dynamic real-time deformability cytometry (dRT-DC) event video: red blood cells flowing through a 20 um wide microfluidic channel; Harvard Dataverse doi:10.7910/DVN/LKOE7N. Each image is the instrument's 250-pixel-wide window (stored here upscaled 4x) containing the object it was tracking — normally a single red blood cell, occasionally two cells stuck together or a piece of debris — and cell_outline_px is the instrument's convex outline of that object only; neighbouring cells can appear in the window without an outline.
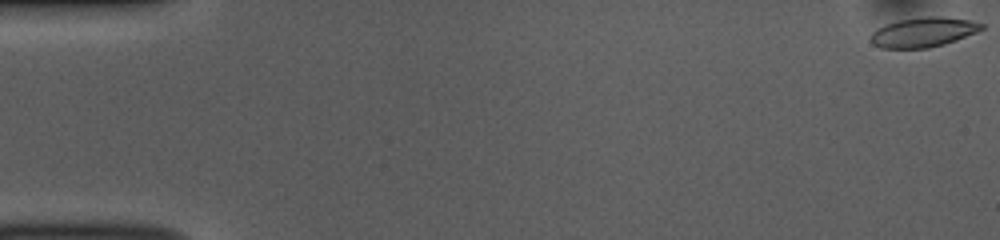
{"species": "common noctule bat (a hibernating species)", "species_latin": "Nyctalus noctula", "temperature_condition": "room temperature", "stored_images_in_passage": 52, "camera_frame_rate_fps": 3000, "um_per_image_px": 0.085, "animal": {"sex": "female", "body_mass_g": 10.0, "forearm_length_mm": 53.1}, "frame": {"image": 1, "passage_image": 1, "time_ms": 0.0, "image_size_px": [1000, 240], "cell_outline_px": [[984, 28], [976, 32], [956, 40], [944, 44], [928, 48], [880, 48], [872, 44], [868, 40], [868, 36], [876, 28], [900, 20], [924, 16], [940, 16], [968, 20], [984, 24]], "centroid_in_image_um": [78.43, 2.74], "position_along_channel_um": 6.6, "area_um2": 19.25}}
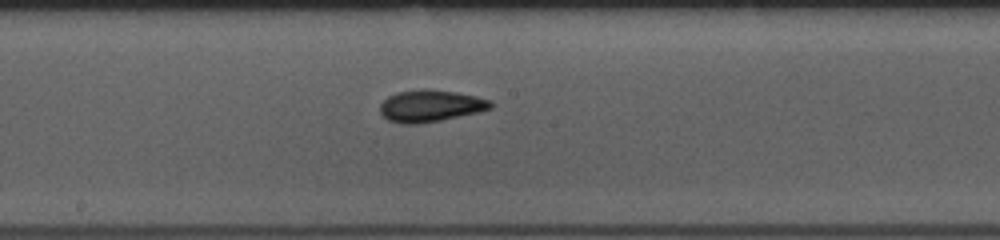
{"frame": {"image": 2, "passage_image": 28, "time_ms": 9.0, "image_size_px": [1000, 240], "cell_outline_px": [[492, 108], [480, 112], [420, 124], [400, 124], [388, 120], [380, 112], [380, 104], [388, 96], [396, 92], [456, 92], [476, 96], [492, 100]], "centroid_in_image_um": [36.61, 9.05], "position_along_channel_um": 211.6, "area_um2": 19.88}}
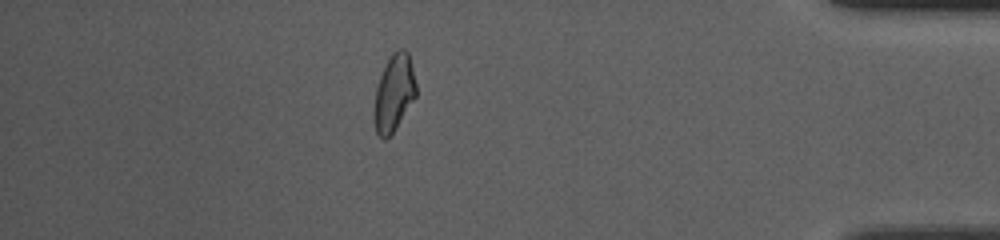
{"frame": {"image": 3, "passage_image": 46, "time_ms": 15.0, "image_size_px": [1000, 240], "cell_outline_px": [[416, 96], [392, 132], [384, 140], [376, 132], [372, 116], [376, 88], [380, 76], [392, 52], [396, 48], [404, 48], [408, 52], [416, 84]], "centroid_in_image_um": [33.46, 7.88], "position_along_channel_um": 401.7, "area_um2": 18.61}, "authors_computed_cell_mechanics": {"area_um2": 19.6231, "velocity_mm_per_s": 3.8512, "shape_relaxation_time_tau1_ms": 10.8572, "shape_relaxation_time_tau2_ms": 2.6998, "deformation_change_tau1": 0.2028, "deformation_change_tau2": 0.0714}}